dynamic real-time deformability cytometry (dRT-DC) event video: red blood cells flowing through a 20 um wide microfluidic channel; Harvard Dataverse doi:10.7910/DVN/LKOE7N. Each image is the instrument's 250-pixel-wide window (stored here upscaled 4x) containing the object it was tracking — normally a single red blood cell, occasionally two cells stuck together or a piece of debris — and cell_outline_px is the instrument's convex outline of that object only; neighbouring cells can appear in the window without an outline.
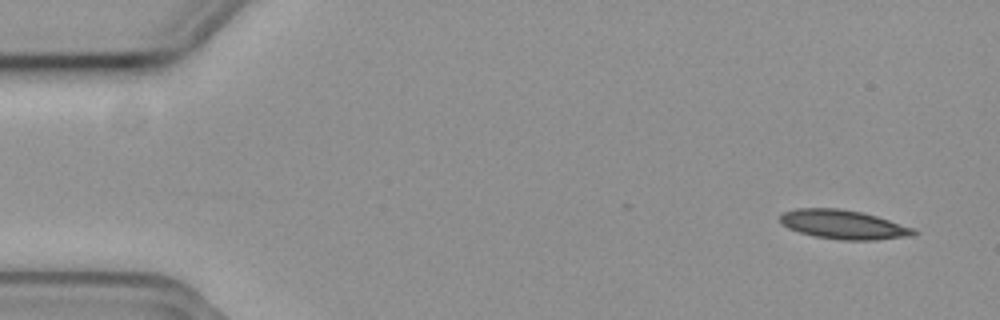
{"species": "common noctule bat (a hibernating species)", "species_latin": "Nyctalus noctula", "temperature_condition": "cold", "stored_images_in_passage": 53, "camera_frame_rate_fps": 3000, "um_per_image_px": 0.085, "animal": {"sex": "female", "body_mass_g": 19.3, "forearm_length_mm": 54.1}, "frame": {"image": 1, "passage_image": 1, "time_ms": 0.0, "image_size_px": [1000, 320], "cell_outline_px": [[916, 236], [876, 240], [840, 240], [816, 236], [800, 232], [788, 228], [780, 220], [780, 216], [784, 212], [796, 208], [840, 208], [860, 212], [876, 216], [912, 228], [916, 232]], "centroid_in_image_um": [71.7, 19.09], "position_along_channel_um": 13.3, "area_um2": 22.43}}
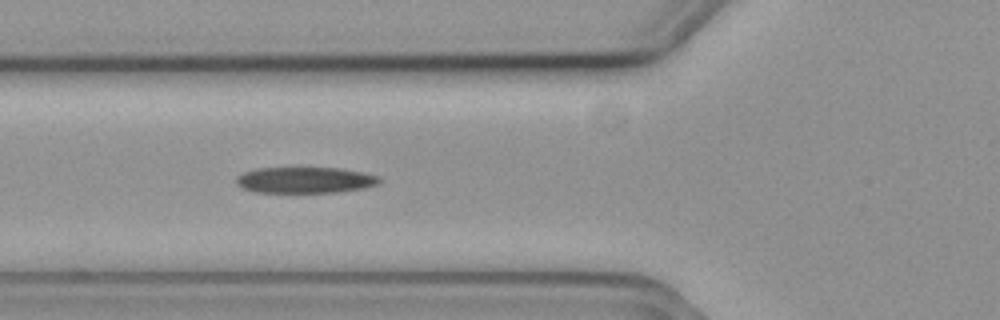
{"frame": {"image": 2, "passage_image": 18, "time_ms": 5.667, "image_size_px": [1000, 320], "cell_outline_px": [[380, 184], [364, 188], [336, 192], [256, 192], [244, 188], [236, 184], [236, 176], [244, 172], [256, 168], [340, 168], [364, 172], [380, 176]], "centroid_in_image_um": [25.96, 15.3], "position_along_channel_um": 99.8, "area_um2": 21.79}}
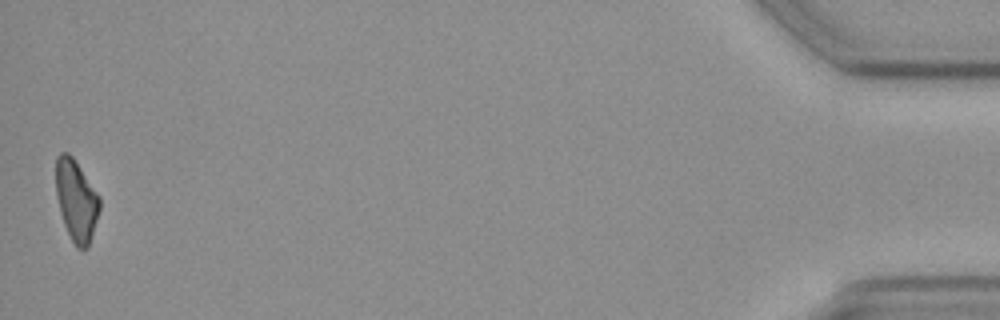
{"frame": {"image": 3, "passage_image": 53, "time_ms": 17.333, "image_size_px": [1000, 320], "cell_outline_px": [[100, 208], [88, 248], [84, 252], [76, 248], [64, 224], [60, 212], [56, 196], [56, 156], [60, 152], [68, 152], [72, 156], [100, 196]], "centroid_in_image_um": [6.48, 17.05], "position_along_channel_um": 428.7, "area_um2": 20.81}, "authors_computed_cell_mechanics": {"area_um2": 22.6576, "velocity_mm_per_s": 3.6863, "shape_relaxation_time_tau1_ms": 4.1606, "shape_relaxation_time_tau2_ms": null, "deformation_change_tau1": 0.1322, "deformation_change_tau2": null}}